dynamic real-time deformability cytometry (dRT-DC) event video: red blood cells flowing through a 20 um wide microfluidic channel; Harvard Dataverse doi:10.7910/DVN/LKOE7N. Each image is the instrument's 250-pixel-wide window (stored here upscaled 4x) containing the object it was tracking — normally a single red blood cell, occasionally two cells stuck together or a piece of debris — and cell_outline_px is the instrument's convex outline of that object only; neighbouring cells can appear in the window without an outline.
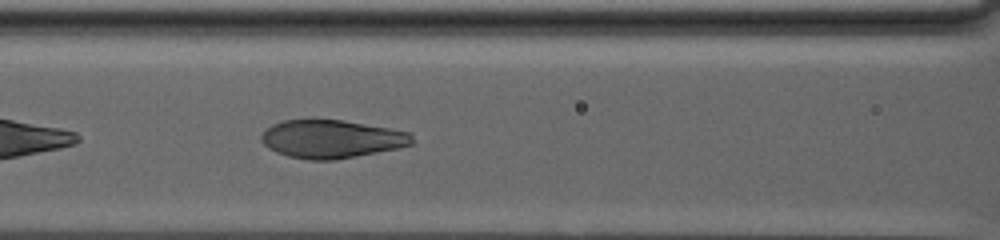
{"species": "human", "species_latin": "Homo sapiens", "temperature_condition": "warm", "stored_images_in_passage": 54, "camera_frame_rate_fps": 3000, "um_per_image_px": 0.085, "donor": {"sex": "male"}, "frame": {"image": 1, "passage_image": 10, "time_ms": 3.0, "image_size_px": [1000, 240], "cell_outline_px": [[412, 144], [400, 148], [336, 160], [308, 160], [288, 156], [276, 152], [268, 148], [260, 140], [260, 136], [272, 124], [284, 120], [344, 120], [388, 128], [408, 132], [412, 136]], "centroid_in_image_um": [28.17, 11.83], "position_along_channel_um": 138.4, "area_um2": 33.47}}
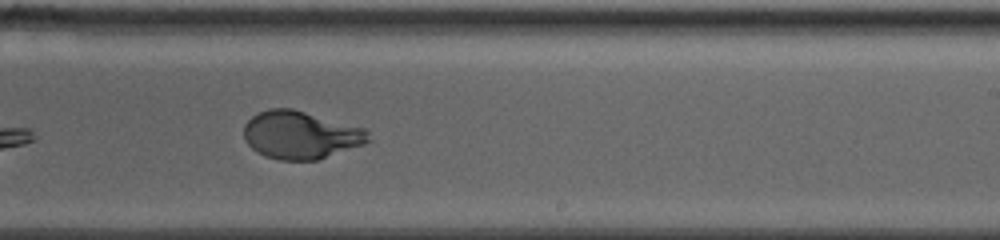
{"frame": {"image": 2, "passage_image": 25, "time_ms": 8.0, "image_size_px": [1000, 240], "cell_outline_px": [[372, 140], [364, 144], [316, 160], [280, 160], [264, 156], [252, 148], [244, 140], [244, 124], [256, 112], [268, 108], [292, 108], [368, 128]], "centroid_in_image_um": [25.57, 11.45], "position_along_channel_um": 263.4, "area_um2": 35.14}}
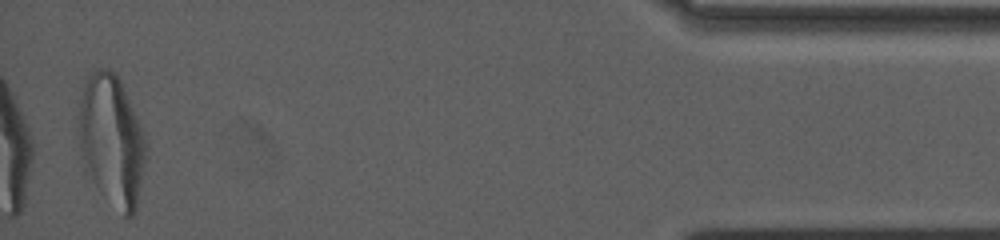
{"frame": {"image": 3, "passage_image": 52, "time_ms": 17.0, "image_size_px": [1000, 240], "cell_outline_px": [[148, 156], [136, 212], [132, 216], [124, 216], [100, 192], [80, 156], [80, 100], [84, 84], [92, 68], [104, 68], [116, 72], [120, 80], [144, 132]], "centroid_in_image_um": [9.54, 11.94], "position_along_channel_um": 425.7, "area_um2": 51.38}, "authors_computed_cell_mechanics": {"area_um2": 35.3447, "velocity_mm_per_s": 2.5033, "shape_relaxation_time_tau1_ms": 5.1749, "shape_relaxation_time_tau2_ms": null, "deformation_change_tau1": 0.219, "deformation_change_tau2": null}}